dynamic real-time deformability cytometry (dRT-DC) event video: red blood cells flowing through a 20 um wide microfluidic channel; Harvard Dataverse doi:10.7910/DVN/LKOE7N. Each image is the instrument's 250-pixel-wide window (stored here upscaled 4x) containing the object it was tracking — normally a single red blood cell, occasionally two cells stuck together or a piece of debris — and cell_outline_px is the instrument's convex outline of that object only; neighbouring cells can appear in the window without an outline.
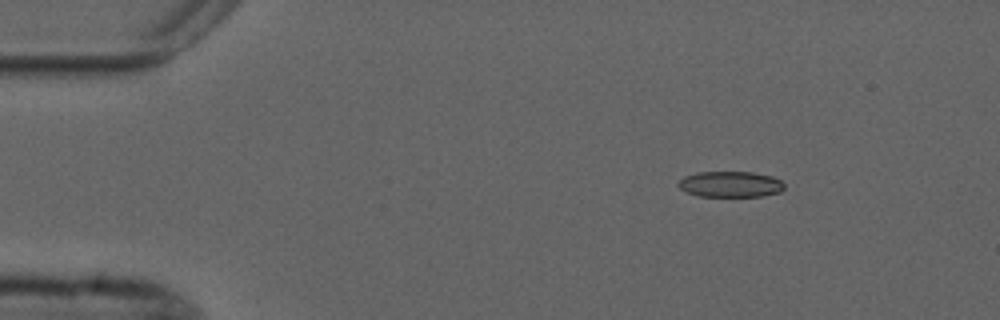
{"species": "common noctule bat (a hibernating species)", "species_latin": "Nyctalus noctula", "temperature_condition": "cold", "stored_images_in_passage": 7, "camera_frame_rate_fps": 3000, "um_per_image_px": 0.085, "animal": {"sex": "male", "forearm_length_mm": 52.5}, "frame": {"image": 1, "passage_image": 1, "time_ms": 0.0, "image_size_px": [1000, 320], "cell_outline_px": [[784, 188], [780, 192], [764, 196], [700, 196], [688, 192], [680, 188], [676, 184], [684, 176], [696, 172], [752, 172], [772, 176], [780, 180], [784, 184]], "centroid_in_image_um": [62.09, 15.65], "position_along_channel_um": 22.9, "area_um2": 15.95}}
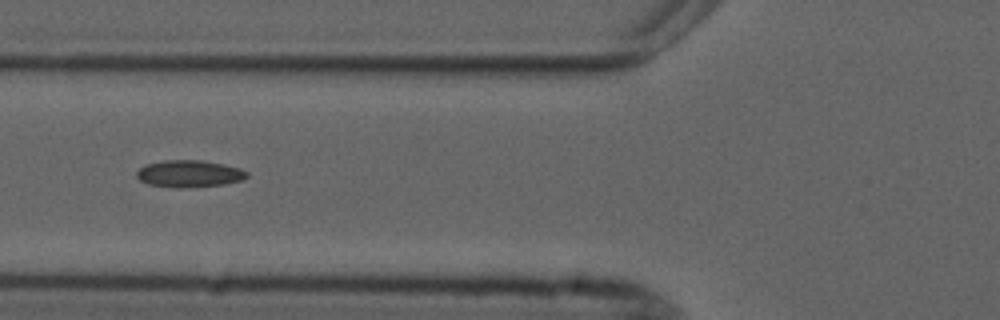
{"frame": {"image": 2, "passage_image": 5, "time_ms": 4.333, "image_size_px": [1000, 320], "cell_outline_px": [[248, 176], [244, 180], [224, 184], [184, 188], [176, 188], [148, 184], [140, 180], [136, 176], [136, 172], [144, 164], [164, 160], [200, 160], [224, 164], [240, 168], [248, 172]], "centroid_in_image_um": [16.09, 14.76], "position_along_channel_um": 109.7, "area_um2": 17.51}}
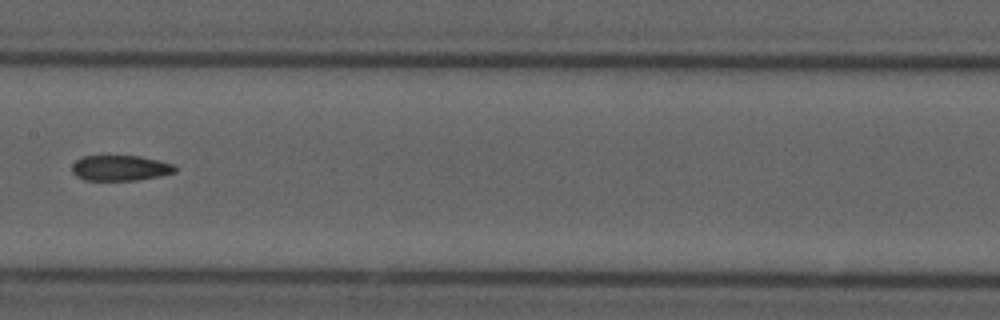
{"frame": {"image": 3, "passage_image": 7, "time_ms": 6.667, "image_size_px": [1000, 320], "cell_outline_px": [[176, 172], [160, 176], [136, 180], [84, 180], [76, 176], [72, 172], [72, 164], [76, 160], [84, 156], [140, 156], [172, 164], [176, 168]], "centroid_in_image_um": [10.19, 14.28], "position_along_channel_um": 197.2, "area_um2": 15.2}}